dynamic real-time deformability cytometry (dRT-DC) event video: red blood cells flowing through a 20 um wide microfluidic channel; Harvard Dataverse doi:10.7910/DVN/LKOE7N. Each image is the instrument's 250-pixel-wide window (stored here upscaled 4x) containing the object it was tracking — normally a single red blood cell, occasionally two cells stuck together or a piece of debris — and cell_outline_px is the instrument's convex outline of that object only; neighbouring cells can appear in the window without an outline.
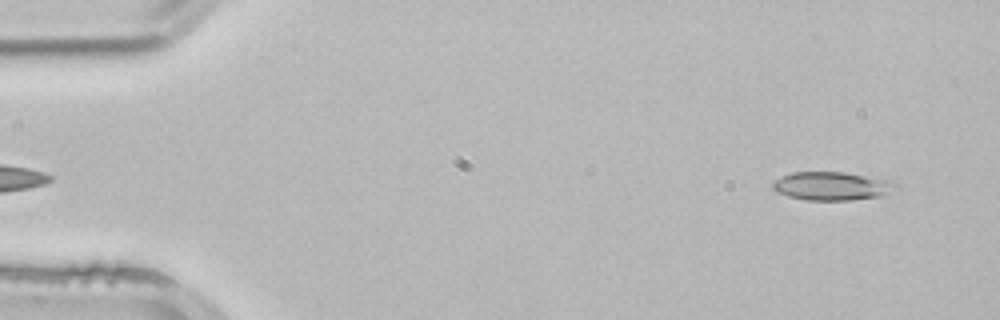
{"species": "common noctule bat (a hibernating species)", "species_latin": "Nyctalus noctula", "temperature_condition": "room temperature", "stored_images_in_passage": 11, "camera_frame_rate_fps": 3000, "um_per_image_px": 0.085, "animal": {"sex": "male", "body_mass_g": 21.5, "forearm_length_mm": 52.0}, "frame": {"image": 1, "passage_image": 2, "time_ms": 0.333, "image_size_px": [1000, 320], "cell_outline_px": [[900, 188], [880, 196], [852, 200], [808, 200], [788, 196], [776, 192], [772, 188], [772, 180], [780, 176], [792, 172], [844, 172], [880, 176], [892, 180], [900, 184]], "centroid_in_image_um": [70.79, 15.79], "position_along_channel_um": 14.2, "area_um2": 21.1}}